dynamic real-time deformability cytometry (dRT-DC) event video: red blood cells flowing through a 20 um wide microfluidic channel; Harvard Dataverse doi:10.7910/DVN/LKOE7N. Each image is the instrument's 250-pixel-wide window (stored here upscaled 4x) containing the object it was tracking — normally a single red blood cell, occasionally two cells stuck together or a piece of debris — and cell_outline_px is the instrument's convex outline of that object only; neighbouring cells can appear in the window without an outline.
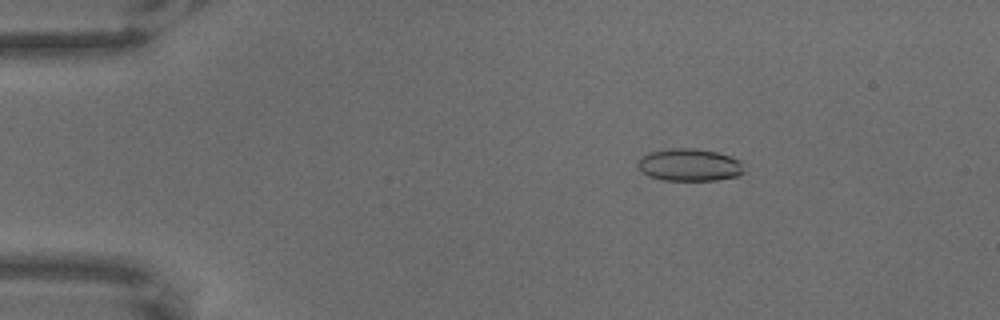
{"species": "common noctule bat (a hibernating species)", "species_latin": "Nyctalus noctula", "temperature_condition": "warm", "stored_images_in_passage": 65, "camera_frame_rate_fps": 3000, "um_per_image_px": 0.085, "animal": {"sex": "male", "body_mass_g": 18.8}, "frame": {"image": 1, "passage_image": 11, "time_ms": 3.333, "image_size_px": [1000, 320], "cell_outline_px": [[744, 172], [736, 176], [716, 180], [664, 180], [648, 176], [636, 164], [644, 156], [652, 152], [672, 148], [696, 148], [716, 152], [740, 160]], "centroid_in_image_um": [58.62, 14.02], "position_along_channel_um": 26.4, "area_um2": 19.71}}
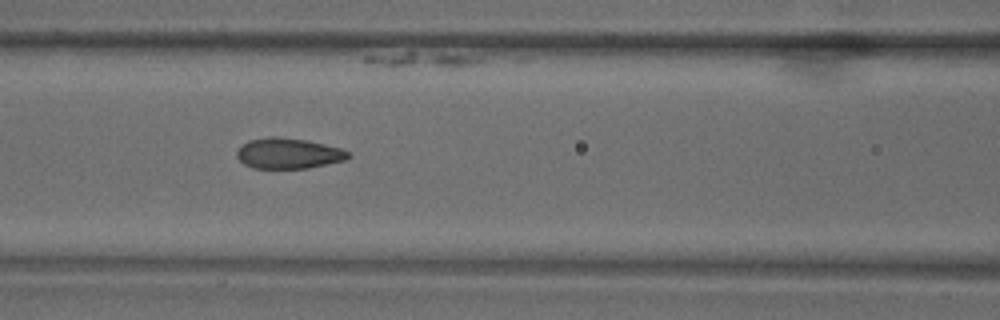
{"frame": {"image": 2, "passage_image": 29, "time_ms": 9.333, "image_size_px": [1000, 320], "cell_outline_px": [[352, 156], [344, 160], [308, 168], [252, 168], [244, 164], [236, 156], [236, 152], [248, 140], [268, 136], [276, 136], [308, 140], [340, 148], [348, 152]], "centroid_in_image_um": [24.5, 13.03], "position_along_channel_um": 142.1, "area_um2": 19.83}}
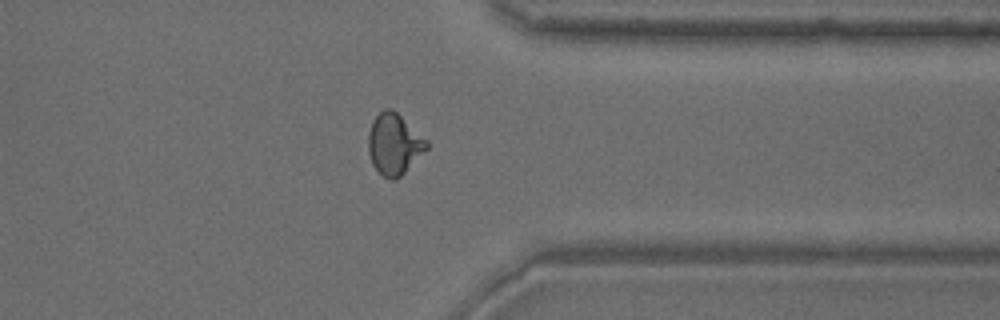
{"frame": {"image": 3, "passage_image": 52, "time_ms": 17.0, "image_size_px": [1000, 320], "cell_outline_px": [[428, 148], [400, 176], [392, 180], [388, 180], [372, 164], [368, 152], [368, 132], [372, 120], [384, 108], [392, 108], [428, 140]], "centroid_in_image_um": [33.49, 12.22], "position_along_channel_um": 377.9, "area_um2": 20.69}}